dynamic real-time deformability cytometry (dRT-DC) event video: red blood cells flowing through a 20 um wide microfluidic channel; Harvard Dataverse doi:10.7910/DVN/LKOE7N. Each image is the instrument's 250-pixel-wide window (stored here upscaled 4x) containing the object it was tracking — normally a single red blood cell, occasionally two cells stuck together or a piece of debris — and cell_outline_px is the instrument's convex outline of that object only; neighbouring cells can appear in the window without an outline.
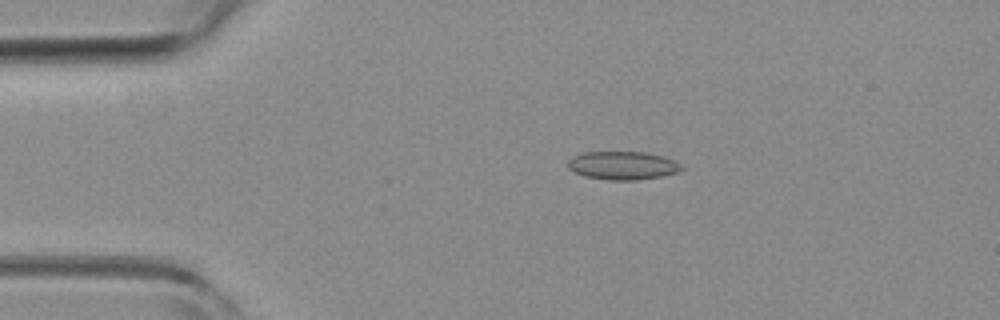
{"species": "common noctule bat (a hibernating species)", "species_latin": "Nyctalus noctula", "temperature_condition": "room temperature", "stored_images_in_passage": 5, "camera_frame_rate_fps": 3000, "um_per_image_px": 0.085, "animal": {"sex": "female", "body_mass_g": 19.3, "forearm_length_mm": 54.1}, "frame": {"image": 1, "passage_image": 3, "time_ms": 0.667, "image_size_px": [1000, 320], "cell_outline_px": [[684, 168], [680, 172], [660, 176], [636, 180], [608, 180], [584, 176], [568, 168], [568, 160], [572, 156], [584, 152], [644, 152], [664, 156], [680, 164]], "centroid_in_image_um": [52.93, 14.06], "position_along_channel_um": 32.1, "area_um2": 18.73}}